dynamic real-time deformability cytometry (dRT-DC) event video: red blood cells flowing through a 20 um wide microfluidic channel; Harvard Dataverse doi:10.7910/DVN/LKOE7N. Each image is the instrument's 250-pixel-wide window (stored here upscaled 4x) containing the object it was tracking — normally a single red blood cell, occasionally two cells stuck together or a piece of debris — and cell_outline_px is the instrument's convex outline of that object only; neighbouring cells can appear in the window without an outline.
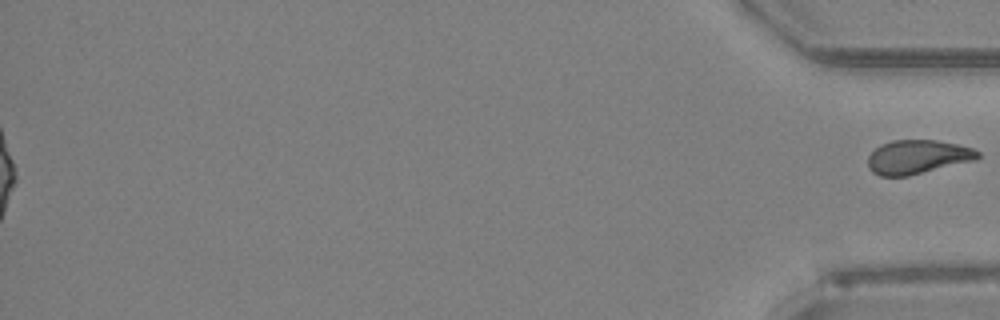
{"species": "Egyptian fruit bat (a non-hibernating species)", "species_latin": "Rousettus aegyptiacus", "temperature_condition": "room temperature", "stored_images_in_passage": 48, "segment_of_instrument_passage": [2, 2], "camera_frame_rate_fps": 3000, "um_per_image_px": 0.085, "animal": {"sex": "female"}, "frame": {"image": 1, "passage_image": 48, "time_ms": 15.667, "image_size_px": [1000, 320], "cell_outline_px": [[980, 156], [976, 160], [908, 176], [880, 176], [872, 172], [868, 168], [868, 156], [880, 144], [892, 140], [936, 140], [956, 144], [972, 148], [980, 152]], "centroid_in_image_um": [77.98, 13.34], "position_along_channel_um": 357.2, "area_um2": 21.79}}